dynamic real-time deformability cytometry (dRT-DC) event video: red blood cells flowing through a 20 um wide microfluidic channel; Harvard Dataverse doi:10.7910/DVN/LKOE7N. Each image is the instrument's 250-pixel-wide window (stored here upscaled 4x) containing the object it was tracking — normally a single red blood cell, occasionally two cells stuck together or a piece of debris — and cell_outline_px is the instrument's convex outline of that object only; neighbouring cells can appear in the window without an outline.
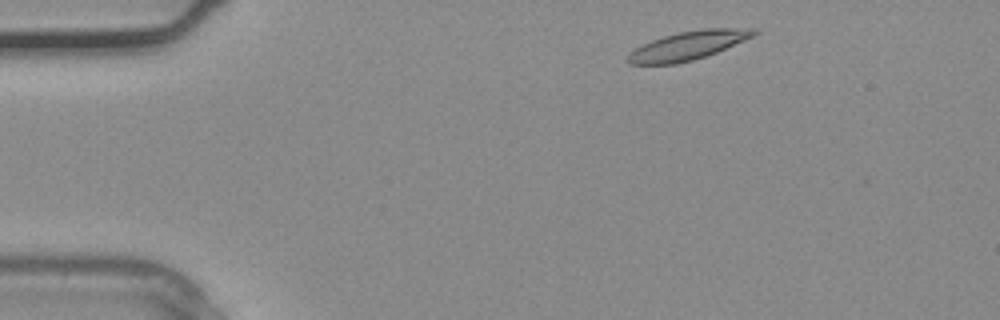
{"species": "common noctule bat (a hibernating species)", "species_latin": "Nyctalus noctula", "temperature_condition": "warm", "stored_images_in_passage": 3, "camera_frame_rate_fps": 3000, "um_per_image_px": 0.085, "animal": {"sex": "male", "body_mass_g": 20.4}, "frame": {"image": 1, "passage_image": 1, "time_ms": 0.0, "image_size_px": [1000, 320], "cell_outline_px": [[760, 32], [756, 36], [716, 52], [692, 60], [676, 64], [628, 64], [628, 52], [652, 40], [664, 36], [680, 32], [704, 28], [756, 28]], "centroid_in_image_um": [58.54, 3.86], "position_along_channel_um": 26.5, "area_um2": 20.98}}
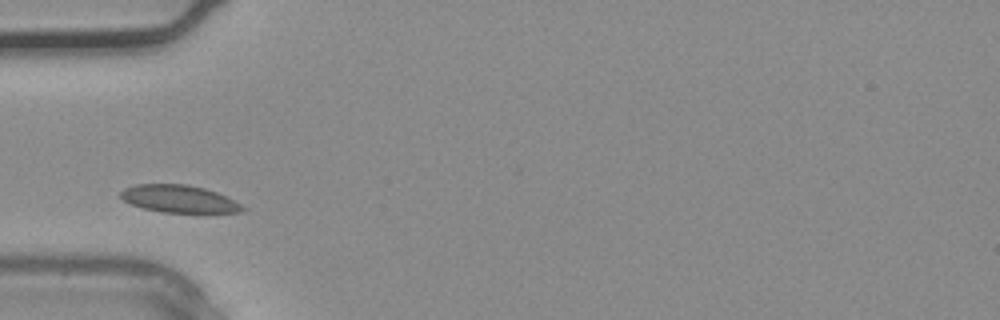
{"frame": {"image": 2, "passage_image": 3, "time_ms": 0.667, "image_size_px": [1000, 320], "cell_outline_px": [[244, 208], [240, 212], [208, 216], [204, 216], [160, 212], [144, 208], [132, 204], [124, 200], [120, 196], [120, 192], [124, 188], [136, 184], [188, 184], [204, 188], [216, 192], [240, 204]], "centroid_in_image_um": [15.28, 16.96], "position_along_channel_um": 69.7, "area_um2": 20.35}}